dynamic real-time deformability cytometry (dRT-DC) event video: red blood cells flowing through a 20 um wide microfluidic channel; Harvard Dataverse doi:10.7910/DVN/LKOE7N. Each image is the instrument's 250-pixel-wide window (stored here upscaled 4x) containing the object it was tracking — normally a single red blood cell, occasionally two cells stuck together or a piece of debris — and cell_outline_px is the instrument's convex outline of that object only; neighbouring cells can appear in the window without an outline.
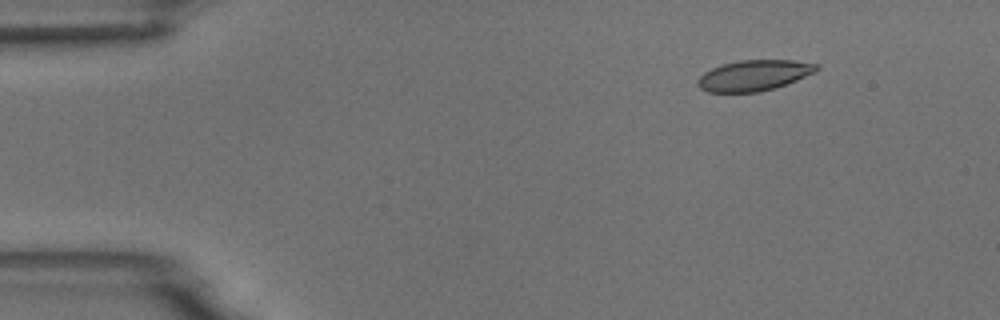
{"species": "common noctule bat (a hibernating species)", "species_latin": "Nyctalus noctula", "temperature_condition": "room temperature", "stored_images_in_passage": 7, "camera_frame_rate_fps": 3000, "um_per_image_px": 0.085, "animal": {"sex": "male", "body_mass_g": 18.8}, "frame": {"image": 1, "passage_image": 2, "time_ms": 1.333, "image_size_px": [1000, 320], "cell_outline_px": [[820, 68], [816, 72], [796, 80], [772, 88], [756, 92], [708, 92], [700, 88], [696, 84], [696, 80], [704, 72], [712, 68], [724, 64], [740, 60], [792, 60], [820, 64]], "centroid_in_image_um": [64.09, 6.4], "position_along_channel_um": 20.9, "area_um2": 21.15}}
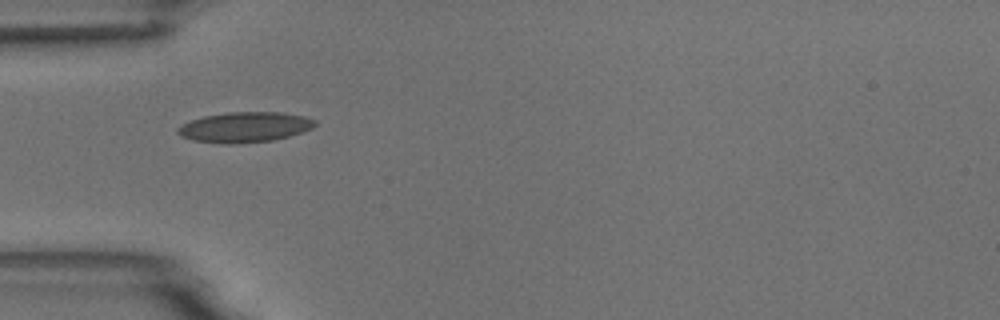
{"frame": {"image": 2, "passage_image": 5, "time_ms": 4.667, "image_size_px": [1000, 320], "cell_outline_px": [[316, 124], [312, 128], [288, 136], [272, 140], [232, 144], [228, 144], [192, 140], [180, 136], [176, 132], [176, 128], [192, 120], [204, 116], [228, 112], [280, 112], [304, 116], [316, 120]], "centroid_in_image_um": [20.78, 10.8], "position_along_channel_um": 64.2, "area_um2": 24.04}}